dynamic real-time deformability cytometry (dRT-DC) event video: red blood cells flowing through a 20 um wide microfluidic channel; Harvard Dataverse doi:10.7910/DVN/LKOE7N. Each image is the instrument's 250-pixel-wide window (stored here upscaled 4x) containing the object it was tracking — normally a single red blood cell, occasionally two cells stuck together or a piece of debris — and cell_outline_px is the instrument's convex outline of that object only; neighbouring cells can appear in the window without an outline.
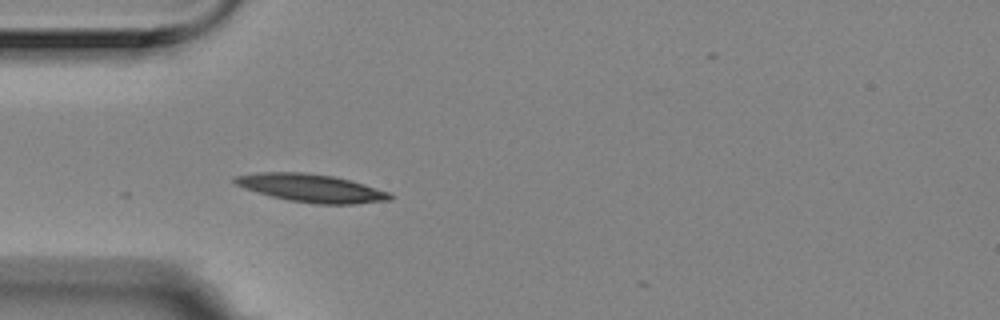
{"species": "Egyptian fruit bat (a non-hibernating species)", "species_latin": "Rousettus aegyptiacus", "temperature_condition": "room temperature", "stored_images_in_passage": 3, "camera_frame_rate_fps": 3000, "um_per_image_px": 0.085, "animal": {"sex": "female"}, "frame": {"image": 1, "passage_image": 3, "time_ms": 0.667, "image_size_px": [1000, 320], "cell_outline_px": [[396, 196], [392, 200], [352, 204], [316, 204], [288, 200], [272, 196], [244, 188], [236, 184], [232, 180], [236, 176], [256, 172], [304, 172], [332, 176], [352, 180], [392, 192]], "centroid_in_image_um": [26.54, 15.99], "position_along_channel_um": 58.5, "area_um2": 25.55}}